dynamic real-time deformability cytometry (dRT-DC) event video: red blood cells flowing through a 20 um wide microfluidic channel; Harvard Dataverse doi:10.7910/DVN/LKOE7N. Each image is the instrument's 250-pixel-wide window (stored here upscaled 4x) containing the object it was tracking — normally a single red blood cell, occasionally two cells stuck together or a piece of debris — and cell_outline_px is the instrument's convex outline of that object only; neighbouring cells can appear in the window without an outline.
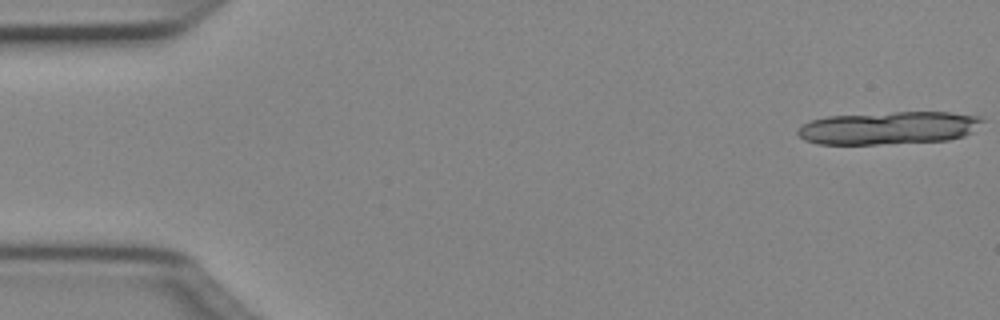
{"species": "Egyptian fruit bat (a non-hibernating species)", "species_latin": "Rousettus aegyptiacus", "temperature_condition": "cold", "stored_images_in_passage": 17, "camera_frame_rate_fps": 3000, "um_per_image_px": 0.085, "animal": {"sex": "female"}, "frame": {"image": 1, "passage_image": 1, "time_ms": 0.0, "image_size_px": [1000, 320], "cell_outline_px": [[984, 120], [972, 132], [964, 136], [948, 140], [876, 144], [816, 144], [804, 140], [796, 132], [796, 128], [812, 120], [828, 116], [896, 112], [948, 112], [980, 116]], "centroid_in_image_um": [75.52, 10.87], "position_along_channel_um": 9.5, "area_um2": 35.26}}